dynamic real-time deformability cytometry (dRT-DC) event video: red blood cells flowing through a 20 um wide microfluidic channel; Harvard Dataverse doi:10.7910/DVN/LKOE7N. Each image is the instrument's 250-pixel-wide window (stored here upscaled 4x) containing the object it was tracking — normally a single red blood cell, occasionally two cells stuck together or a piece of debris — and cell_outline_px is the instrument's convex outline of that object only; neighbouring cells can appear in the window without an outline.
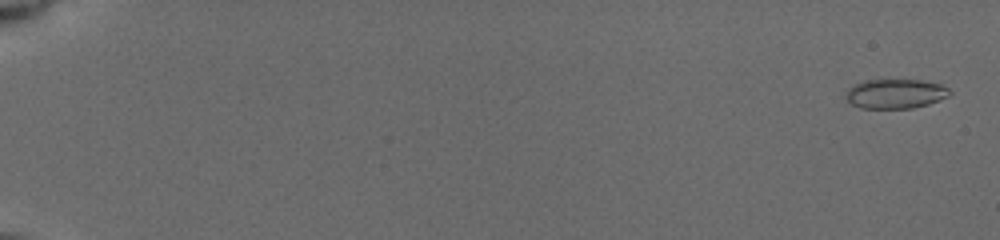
{"species": "common noctule bat (a hibernating species)", "species_latin": "Nyctalus noctula", "temperature_condition": "cold", "stored_images_in_passage": 29, "camera_frame_rate_fps": 3000, "um_per_image_px": 0.085, "animal": {"sex": "female", "body_mass_g": 19.5, "forearm_length_mm": 54.1}, "frame": {"image": 1, "passage_image": 3, "time_ms": 0.333, "image_size_px": [1000, 240], "cell_outline_px": [[952, 92], [948, 96], [940, 100], [928, 104], [912, 108], [860, 108], [852, 104], [844, 96], [848, 88], [864, 80], [920, 80], [940, 84], [948, 88]], "centroid_in_image_um": [76.11, 7.97], "position_along_channel_um": 8.9, "area_um2": 17.8}}
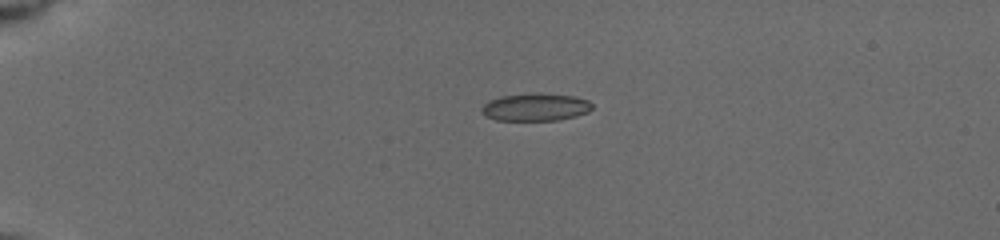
{"frame": {"image": 2, "passage_image": 21, "time_ms": 4.667, "image_size_px": [1000, 240], "cell_outline_px": [[592, 108], [588, 112], [576, 116], [560, 120], [496, 120], [480, 112], [480, 108], [488, 100], [500, 96], [532, 92], [540, 92], [572, 96], [588, 100], [592, 104]], "centroid_in_image_um": [45.5, 9.09], "position_along_channel_um": 39.5, "area_um2": 18.03}}